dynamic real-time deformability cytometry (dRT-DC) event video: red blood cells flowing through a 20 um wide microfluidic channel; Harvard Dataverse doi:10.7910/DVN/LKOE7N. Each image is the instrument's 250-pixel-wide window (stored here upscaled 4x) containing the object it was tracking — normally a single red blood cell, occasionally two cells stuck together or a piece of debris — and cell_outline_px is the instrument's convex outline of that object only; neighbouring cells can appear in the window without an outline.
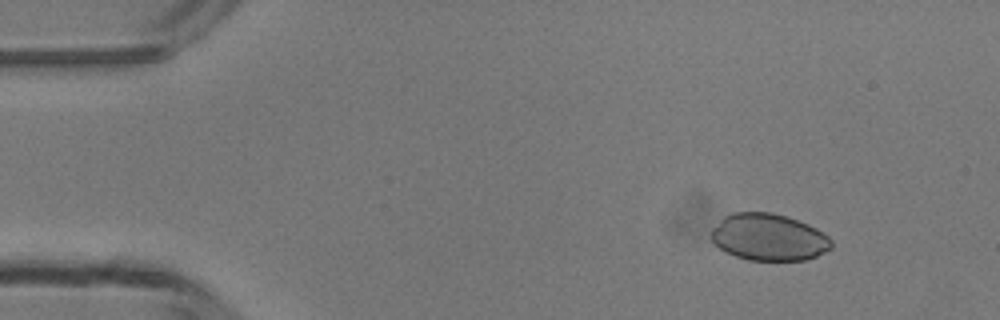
{"species": "common noctule bat (a hibernating species)", "species_latin": "Nyctalus noctula", "temperature_condition": "room temperature", "stored_images_in_passage": 26, "camera_frame_rate_fps": 3000, "um_per_image_px": 0.085, "animal": {"sex": "male", "body_mass_g": 13.3}, "frame": {"image": 1, "passage_image": 5, "time_ms": 1.333, "image_size_px": [1000, 320], "cell_outline_px": [[832, 248], [816, 256], [804, 260], [748, 260], [736, 256], [720, 248], [712, 240], [712, 228], [724, 216], [732, 212], [772, 212], [808, 224], [816, 228], [828, 236], [832, 240]], "centroid_in_image_um": [65.35, 20.16], "position_along_channel_um": 19.7, "area_um2": 32.66}}
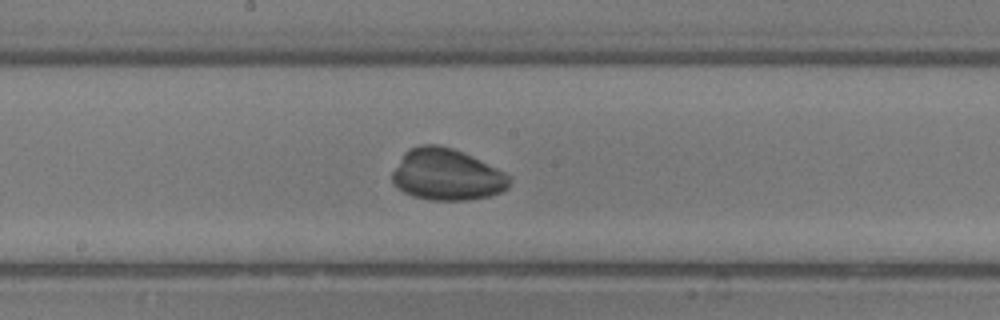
{"frame": {"image": 2, "passage_image": 25, "time_ms": 8.0, "image_size_px": [1000, 320], "cell_outline_px": [[508, 188], [500, 192], [488, 196], [468, 200], [432, 200], [412, 196], [396, 188], [392, 180], [392, 172], [404, 152], [408, 148], [420, 144], [436, 144], [452, 148], [496, 168], [504, 172], [508, 176]], "centroid_in_image_um": [37.91, 14.85], "position_along_channel_um": 210.3, "area_um2": 34.91}}